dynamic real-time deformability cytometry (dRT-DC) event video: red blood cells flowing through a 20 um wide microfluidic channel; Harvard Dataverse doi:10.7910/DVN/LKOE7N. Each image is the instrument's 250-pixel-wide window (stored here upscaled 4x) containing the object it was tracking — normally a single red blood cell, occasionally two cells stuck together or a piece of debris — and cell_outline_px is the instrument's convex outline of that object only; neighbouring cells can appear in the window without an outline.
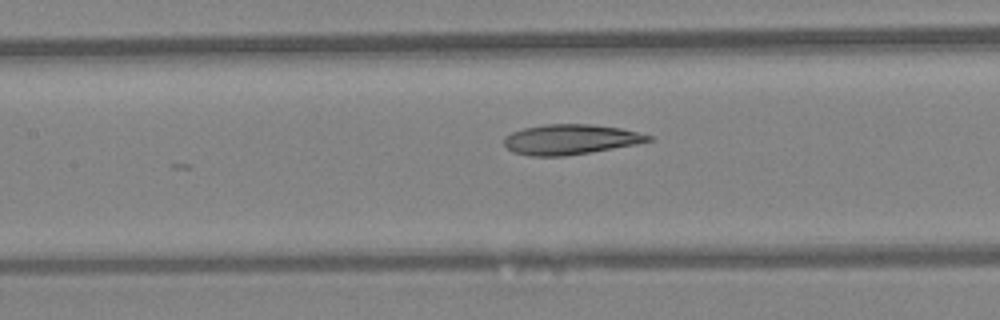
{"species": "Egyptian fruit bat (a non-hibernating species)", "species_latin": "Rousettus aegyptiacus", "temperature_condition": "warm", "stored_images_in_passage": 25, "camera_frame_rate_fps": 3000, "um_per_image_px": 0.085, "animal": {"sex": "female"}, "frame": {"image": 1, "passage_image": 21, "time_ms": 6.667, "image_size_px": [1000, 320], "cell_outline_px": [[652, 140], [636, 144], [564, 156], [532, 156], [512, 152], [504, 144], [504, 136], [512, 132], [524, 128], [544, 124], [592, 124], [620, 128], [652, 136]], "centroid_in_image_um": [48.44, 11.84], "position_along_channel_um": 159.0, "area_um2": 25.09}}
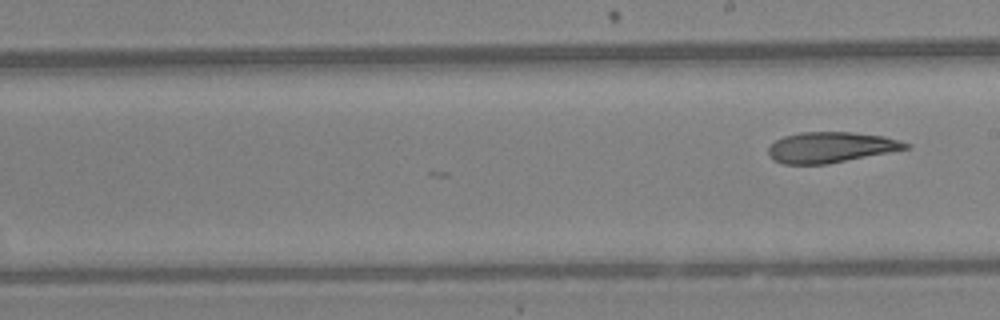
{"frame": {"image": 2, "passage_image": 25, "time_ms": 8.0, "image_size_px": [1000, 320], "cell_outline_px": [[912, 148], [828, 164], [784, 164], [772, 160], [768, 156], [768, 148], [776, 140], [784, 136], [800, 132], [852, 132], [884, 136], [900, 140], [912, 144]], "centroid_in_image_um": [70.65, 12.52], "position_along_channel_um": 218.4, "area_um2": 24.8}}